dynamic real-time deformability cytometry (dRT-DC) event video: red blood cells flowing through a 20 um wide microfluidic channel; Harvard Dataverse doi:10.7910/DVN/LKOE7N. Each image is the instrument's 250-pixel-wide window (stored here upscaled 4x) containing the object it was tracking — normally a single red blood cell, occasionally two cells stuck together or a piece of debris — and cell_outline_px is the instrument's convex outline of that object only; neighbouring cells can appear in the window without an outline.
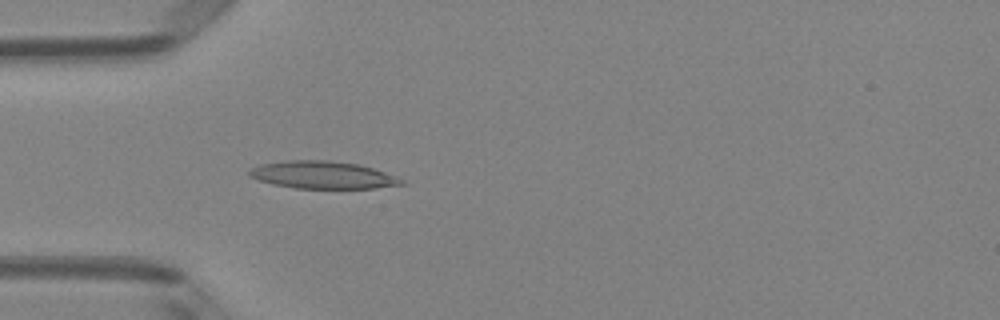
{"species": "Egyptian fruit bat (a non-hibernating species)", "species_latin": "Rousettus aegyptiacus", "temperature_condition": "room temperature", "stored_images_in_passage": 4, "camera_frame_rate_fps": 3000, "um_per_image_px": 0.085, "animal": {"sex": "female"}, "frame": {"image": 1, "passage_image": 4, "time_ms": 1.0, "image_size_px": [1000, 320], "cell_outline_px": [[408, 184], [376, 188], [296, 188], [276, 184], [260, 180], [248, 176], [248, 172], [252, 168], [260, 164], [288, 160], [328, 160], [356, 164], [372, 168], [396, 176], [404, 180]], "centroid_in_image_um": [27.47, 14.87], "position_along_channel_um": 57.5, "area_um2": 24.16}}